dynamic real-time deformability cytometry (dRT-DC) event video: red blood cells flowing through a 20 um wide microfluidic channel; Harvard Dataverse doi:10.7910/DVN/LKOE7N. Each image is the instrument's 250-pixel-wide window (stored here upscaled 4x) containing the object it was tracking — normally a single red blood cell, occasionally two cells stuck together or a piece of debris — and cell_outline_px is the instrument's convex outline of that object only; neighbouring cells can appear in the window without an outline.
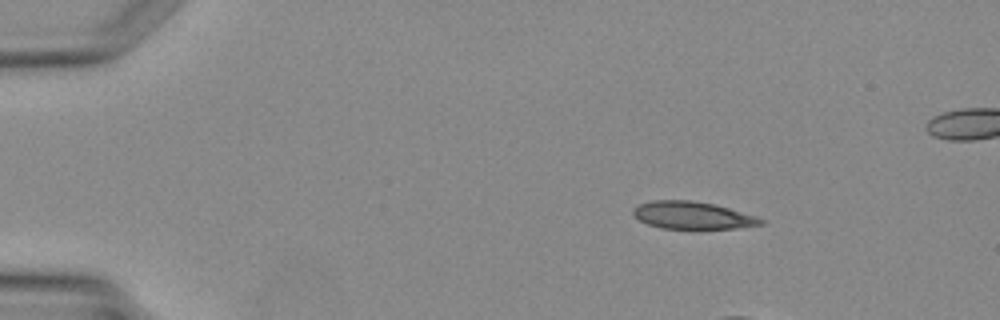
{"species": "Egyptian fruit bat (a non-hibernating species)", "species_latin": "Rousettus aegyptiacus", "temperature_condition": "warm", "stored_images_in_passage": 4, "camera_frame_rate_fps": 3000, "um_per_image_px": 0.085, "animal": {"sex": "female"}, "frame": {"image": 1, "passage_image": 1, "time_ms": 0.0, "image_size_px": [1000, 320], "cell_outline_px": [[764, 224], [736, 228], [696, 232], [660, 228], [648, 224], [640, 220], [632, 212], [632, 208], [640, 204], [652, 200], [692, 200], [712, 204], [728, 208], [756, 216], [764, 220]], "centroid_in_image_um": [58.87, 18.36], "position_along_channel_um": 26.1, "area_um2": 21.21}}